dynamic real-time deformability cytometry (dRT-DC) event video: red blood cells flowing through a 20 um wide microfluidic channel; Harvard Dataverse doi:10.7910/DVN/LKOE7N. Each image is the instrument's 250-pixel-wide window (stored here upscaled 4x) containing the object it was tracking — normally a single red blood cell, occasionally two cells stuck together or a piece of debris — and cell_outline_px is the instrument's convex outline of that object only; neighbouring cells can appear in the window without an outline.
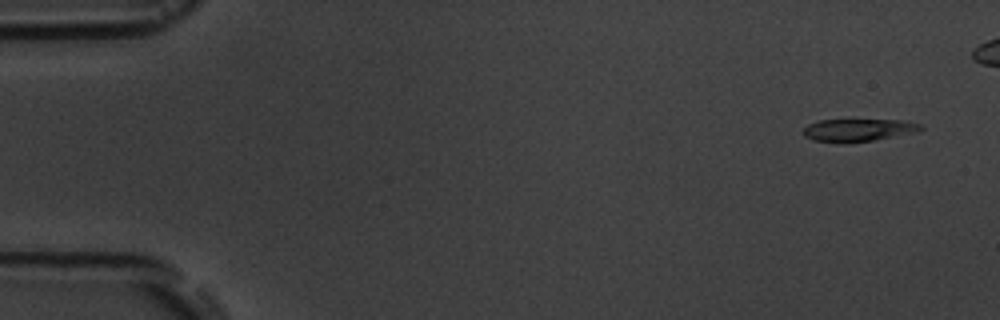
{"species": "common noctule bat (a hibernating species)", "species_latin": "Nyctalus noctula", "temperature_condition": "room temperature", "stored_images_in_passage": 5, "camera_frame_rate_fps": 3000, "um_per_image_px": 0.085, "animal": {"sex": "male", "body_mass_g": 19.5, "forearm_length_mm": 54.6}, "frame": {"image": 1, "passage_image": 1, "time_ms": 0.0, "image_size_px": [1000, 320], "cell_outline_px": [[924, 128], [920, 132], [872, 140], [812, 140], [804, 136], [804, 128], [808, 124], [820, 120], [904, 120], [920, 124]], "centroid_in_image_um": [73.05, 11.01], "position_along_channel_um": 12.0, "area_um2": 14.8}}